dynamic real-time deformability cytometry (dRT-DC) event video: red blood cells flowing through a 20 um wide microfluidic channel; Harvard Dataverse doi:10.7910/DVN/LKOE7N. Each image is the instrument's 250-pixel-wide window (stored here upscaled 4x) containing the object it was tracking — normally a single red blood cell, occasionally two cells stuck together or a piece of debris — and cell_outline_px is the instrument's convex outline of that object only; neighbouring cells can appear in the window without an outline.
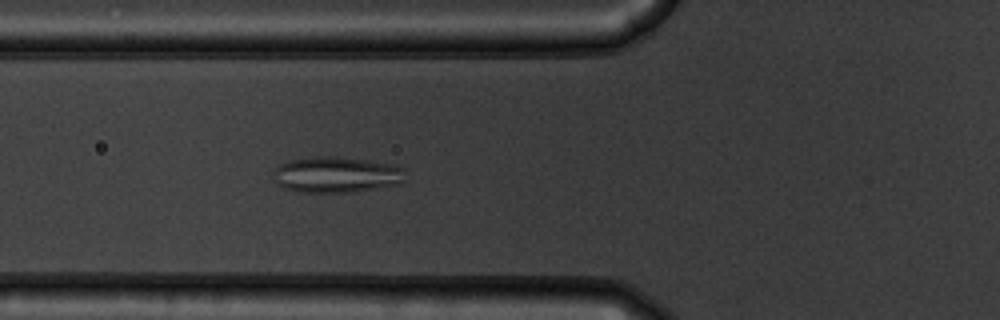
{"species": "common noctule bat (a hibernating species)", "species_latin": "Nyctalus noctula", "temperature_condition": "warm", "stored_images_in_passage": 54, "camera_frame_rate_fps": 3000, "um_per_image_px": 0.085, "animal": {"sex": "male", "body_mass_g": 19.5, "forearm_length_mm": 54.6}, "frame": {"image": 1, "passage_image": 20, "time_ms": 6.333, "image_size_px": [1000, 320], "cell_outline_px": [[404, 180], [400, 184], [352, 192], [296, 192], [284, 188], [276, 184], [272, 176], [272, 172], [280, 164], [288, 160], [312, 156], [332, 156], [368, 160], [392, 164], [404, 168]], "centroid_in_image_um": [28.54, 14.84], "position_along_channel_um": 97.3, "area_um2": 27.98}}
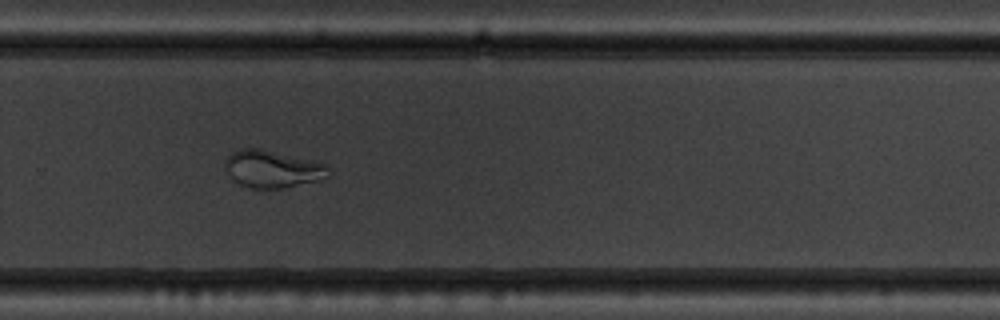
{"frame": {"image": 2, "passage_image": 37, "time_ms": 12.0, "image_size_px": [1000, 320], "cell_outline_px": [[328, 176], [316, 180], [284, 188], [248, 188], [240, 184], [224, 168], [224, 160], [232, 152], [240, 148], [260, 148], [324, 164], [328, 168]], "centroid_in_image_um": [23.08, 14.36], "position_along_channel_um": 306.7, "area_um2": 21.96}}
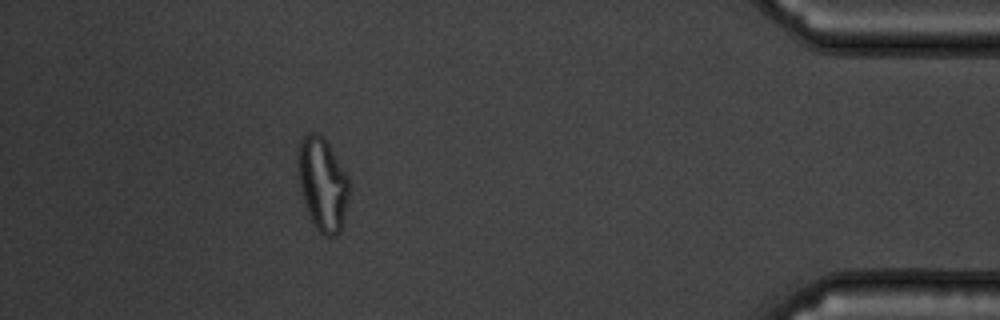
{"frame": {"image": 3, "passage_image": 49, "time_ms": 16.0, "image_size_px": [1000, 320], "cell_outline_px": [[348, 196], [340, 232], [336, 236], [328, 236], [320, 232], [316, 228], [308, 212], [300, 188], [296, 172], [296, 156], [300, 140], [308, 132], [316, 132], [324, 136], [348, 176]], "centroid_in_image_um": [27.37, 15.57], "position_along_channel_um": 407.8, "area_um2": 27.86}}